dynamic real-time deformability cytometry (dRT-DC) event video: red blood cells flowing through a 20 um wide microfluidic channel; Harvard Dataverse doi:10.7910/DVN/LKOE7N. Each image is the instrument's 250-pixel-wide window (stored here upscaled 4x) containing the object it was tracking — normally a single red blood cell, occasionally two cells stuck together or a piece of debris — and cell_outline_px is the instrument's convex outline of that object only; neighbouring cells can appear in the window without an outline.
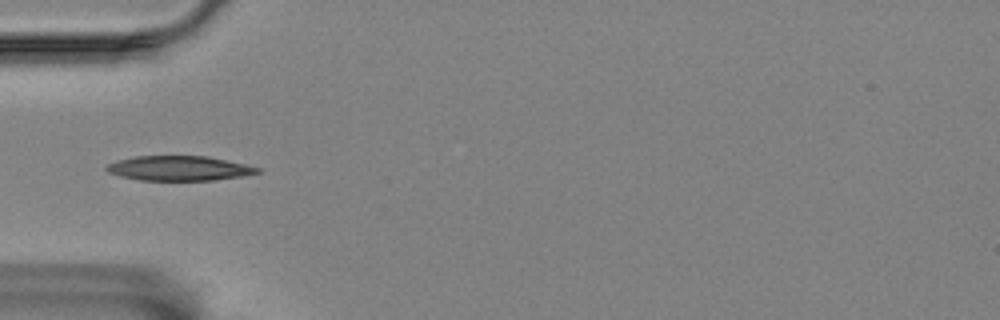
{"species": "Egyptian fruit bat (a non-hibernating species)", "species_latin": "Rousettus aegyptiacus", "temperature_condition": "room temperature", "stored_images_in_passage": 34, "camera_frame_rate_fps": 3000, "um_per_image_px": 0.085, "animal": {"sex": "female"}, "frame": {"image": 1, "passage_image": 1, "time_ms": 0.0, "image_size_px": [1000, 320], "cell_outline_px": [[260, 172], [240, 176], [212, 180], [140, 180], [120, 176], [108, 172], [104, 168], [108, 164], [116, 160], [136, 156], [204, 156], [244, 164], [260, 168]], "centroid_in_image_um": [15.15, 14.3], "position_along_channel_um": 69.8, "area_um2": 21.44}}
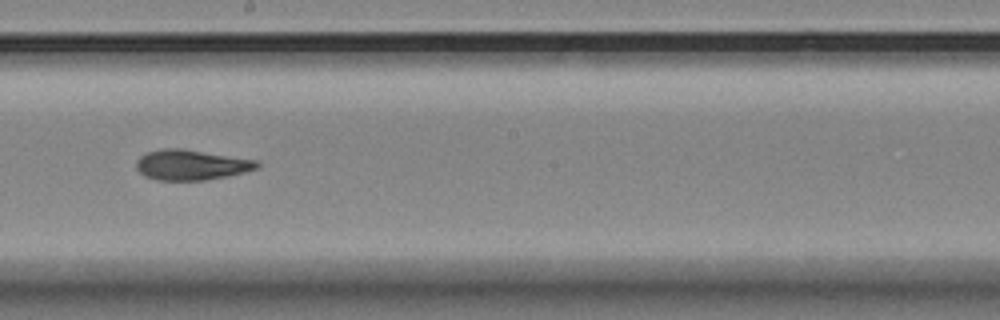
{"frame": {"image": 2, "passage_image": 15, "time_ms": 4.667, "image_size_px": [1000, 320], "cell_outline_px": [[260, 164], [256, 168], [244, 172], [228, 176], [204, 180], [156, 180], [144, 176], [136, 168], [136, 160], [140, 156], [148, 152], [164, 148], [180, 148], [256, 160]], "centroid_in_image_um": [16.21, 14.02], "position_along_channel_um": 232.0, "area_um2": 21.15}}
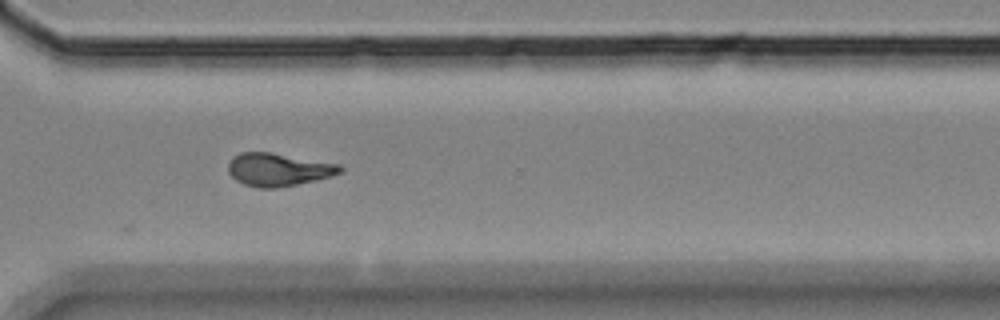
{"frame": {"image": 3, "passage_image": 25, "time_ms": 8.0, "image_size_px": [1000, 320], "cell_outline_px": [[344, 172], [332, 176], [316, 180], [276, 188], [260, 188], [244, 184], [236, 180], [228, 172], [228, 164], [232, 156], [240, 152], [272, 152], [340, 164], [344, 168]], "centroid_in_image_um": [23.68, 14.4], "position_along_channel_um": 346.9, "area_um2": 21.68}, "authors_computed_cell_mechanics": {"area_um2": 21.1548, "velocity_mm_per_s": 3.4571, "shape_relaxation_time_tau1_ms": 5.4168, "shape_relaxation_time_tau2_ms": 6.1375, "deformation_change_tau1": 0.1531, "deformation_change_tau2": 0.1169}}